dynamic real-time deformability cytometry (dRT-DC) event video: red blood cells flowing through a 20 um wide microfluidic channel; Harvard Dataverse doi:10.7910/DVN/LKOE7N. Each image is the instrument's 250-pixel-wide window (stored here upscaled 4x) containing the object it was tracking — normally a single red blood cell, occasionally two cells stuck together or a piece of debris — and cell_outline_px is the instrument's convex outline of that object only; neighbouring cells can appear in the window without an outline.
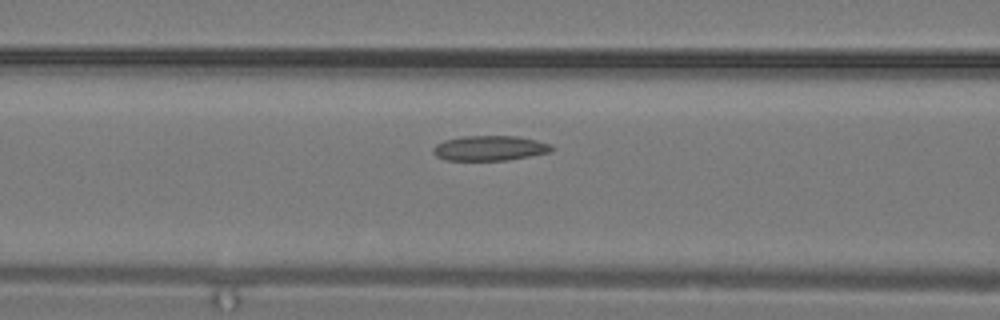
{"species": "common noctule bat (a hibernating species)", "species_latin": "Nyctalus noctula", "temperature_condition": "warm", "stored_images_in_passage": 3, "camera_frame_rate_fps": 3000, "um_per_image_px": 0.085, "animal": {"sex": "male", "body_mass_g": 19.2, "forearm_length_mm": 51.8}, "frame": {"image": 1, "passage_image": 3, "time_ms": 0.667, "image_size_px": [1000, 320], "cell_outline_px": [[556, 148], [552, 152], [508, 160], [444, 160], [436, 156], [432, 152], [432, 148], [436, 144], [444, 140], [460, 136], [516, 136], [536, 140], [552, 144]], "centroid_in_image_um": [41.64, 12.59], "position_along_channel_um": 125.0, "area_um2": 17.51}}